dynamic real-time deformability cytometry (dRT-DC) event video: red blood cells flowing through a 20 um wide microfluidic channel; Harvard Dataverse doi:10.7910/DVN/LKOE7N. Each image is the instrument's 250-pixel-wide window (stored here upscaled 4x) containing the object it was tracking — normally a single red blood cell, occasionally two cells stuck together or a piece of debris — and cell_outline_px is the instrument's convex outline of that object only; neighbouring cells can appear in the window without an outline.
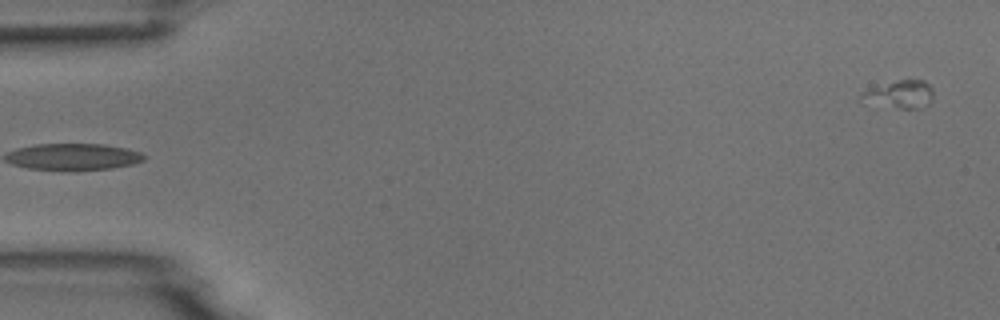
{"species": "common noctule bat (a hibernating species)", "species_latin": "Nyctalus noctula", "temperature_condition": "room temperature", "stored_images_in_passage": 5, "camera_frame_rate_fps": 3000, "um_per_image_px": 0.085, "animal": {"sex": "male", "body_mass_g": 18.8}, "frame": {"image": 1, "passage_image": 5, "time_ms": 5.333, "image_size_px": [1000, 320], "cell_outline_px": [[932, 100], [924, 108], [872, 108], [860, 96], [864, 92], [900, 80], [924, 80], [932, 88]], "centroid_in_image_um": [76.5, 8.09], "position_along_channel_um": 8.5, "area_um2": 11.62}}